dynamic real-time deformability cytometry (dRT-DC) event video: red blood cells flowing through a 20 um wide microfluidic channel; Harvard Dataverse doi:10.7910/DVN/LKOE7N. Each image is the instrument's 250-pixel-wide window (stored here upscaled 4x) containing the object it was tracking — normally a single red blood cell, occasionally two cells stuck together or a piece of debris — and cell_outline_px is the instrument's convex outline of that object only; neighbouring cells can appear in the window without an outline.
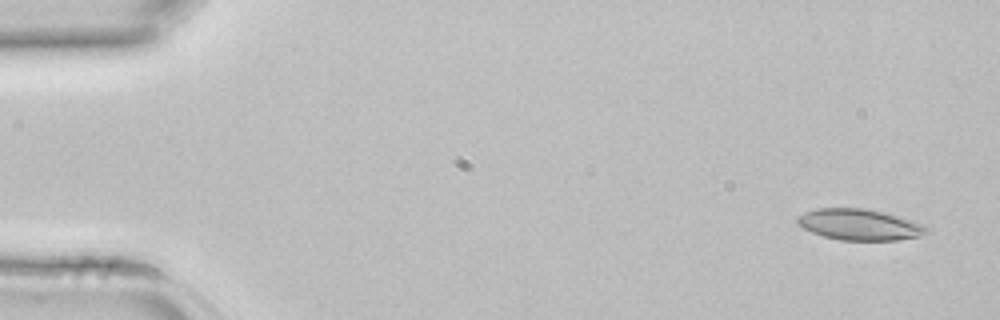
{"species": "common noctule bat (a hibernating species)", "species_latin": "Nyctalus noctula", "temperature_condition": "room temperature", "stored_images_in_passage": 3, "camera_frame_rate_fps": 3000, "um_per_image_px": 0.085, "animal": {"sex": "female", "body_mass_g": 22.7, "forearm_length_mm": 54.2}, "frame": {"image": 1, "passage_image": 1, "time_ms": 0.0, "image_size_px": [1000, 320], "cell_outline_px": [[932, 232], [916, 236], [896, 240], [840, 240], [824, 236], [812, 232], [804, 228], [796, 220], [804, 212], [816, 208], [864, 208], [884, 212], [912, 220], [924, 224]], "centroid_in_image_um": [73.1, 19.08], "position_along_channel_um": 11.9, "area_um2": 23.29}}